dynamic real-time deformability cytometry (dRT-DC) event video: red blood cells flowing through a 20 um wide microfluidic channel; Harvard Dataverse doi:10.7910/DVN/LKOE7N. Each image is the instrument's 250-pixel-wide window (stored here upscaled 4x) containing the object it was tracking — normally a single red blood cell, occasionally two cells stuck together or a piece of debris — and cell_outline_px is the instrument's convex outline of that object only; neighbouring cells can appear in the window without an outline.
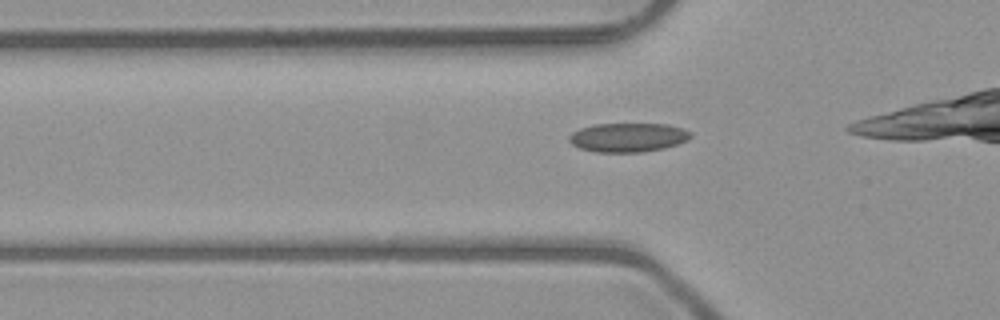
{"species": "common noctule bat (a hibernating species)", "species_latin": "Nyctalus noctula", "temperature_condition": "room temperature", "stored_images_in_passage": 12, "camera_frame_rate_fps": 3000, "um_per_image_px": 0.085, "animal": {"sex": "male", "body_mass_g": 23.1, "forearm_length_mm": 52.7}, "frame": {"image": 1, "passage_image": 4, "time_ms": 1.0, "image_size_px": [1000, 320], "cell_outline_px": [[692, 136], [688, 140], [664, 148], [644, 152], [596, 152], [580, 148], [572, 144], [568, 140], [568, 136], [572, 132], [580, 128], [596, 124], [668, 124], [684, 128], [692, 132]], "centroid_in_image_um": [53.4, 11.68], "position_along_channel_um": 72.4, "area_um2": 20.69}}